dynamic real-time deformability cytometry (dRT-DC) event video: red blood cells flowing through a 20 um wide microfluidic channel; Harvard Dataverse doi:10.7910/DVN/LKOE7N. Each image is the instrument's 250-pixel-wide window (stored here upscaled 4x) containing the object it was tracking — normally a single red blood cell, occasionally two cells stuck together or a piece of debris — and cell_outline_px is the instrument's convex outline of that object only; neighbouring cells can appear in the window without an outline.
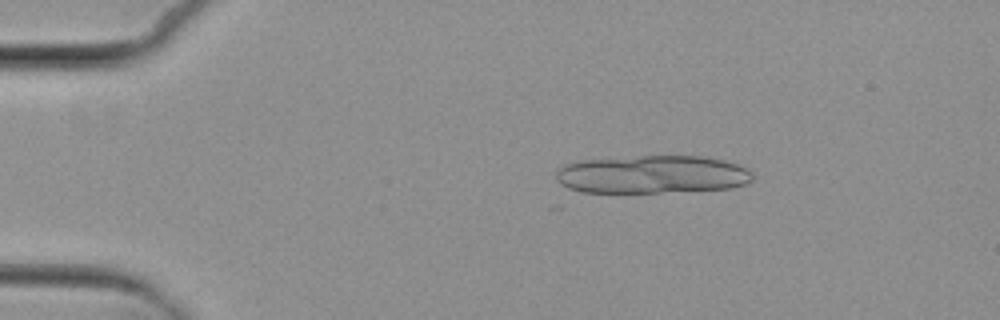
{"species": "common noctule bat (a hibernating species)", "species_latin": "Nyctalus noctula", "temperature_condition": "cold", "stored_images_in_passage": 5, "camera_frame_rate_fps": 3000, "um_per_image_px": 0.085, "animal": {"sex": "female", "body_mass_g": 29.2, "forearm_length_mm": 56.3}, "frame": {"image": 1, "passage_image": 3, "time_ms": 2.333, "image_size_px": [1000, 320], "cell_outline_px": [[752, 180], [744, 184], [732, 188], [660, 192], [580, 192], [568, 188], [560, 184], [556, 180], [556, 172], [564, 164], [580, 160], [640, 156], [700, 156], [724, 160], [740, 164], [748, 168], [752, 172]], "centroid_in_image_um": [55.44, 14.82], "position_along_channel_um": 29.6, "area_um2": 43.75}}